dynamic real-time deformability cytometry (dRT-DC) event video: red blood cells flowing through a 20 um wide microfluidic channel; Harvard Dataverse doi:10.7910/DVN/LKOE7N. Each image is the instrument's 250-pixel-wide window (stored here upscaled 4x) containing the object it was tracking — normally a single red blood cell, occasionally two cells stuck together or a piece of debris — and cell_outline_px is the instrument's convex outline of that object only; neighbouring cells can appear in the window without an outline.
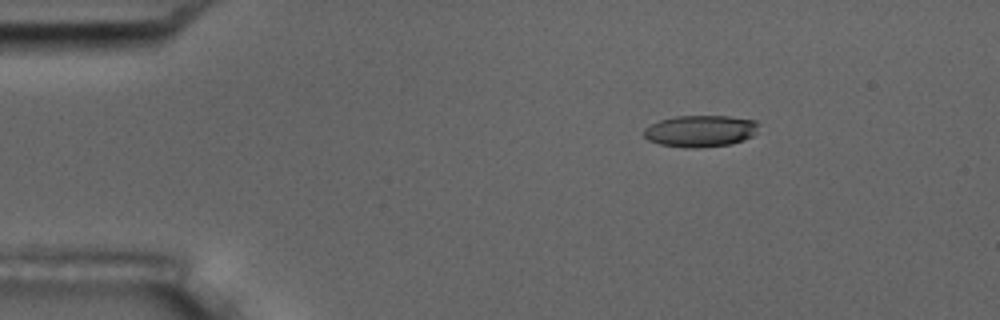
{"species": "common noctule bat (a hibernating species)", "species_latin": "Nyctalus noctula", "temperature_condition": "room temperature", "stored_images_in_passage": 6, "camera_frame_rate_fps": 3000, "um_per_image_px": 0.085, "animal": {"sex": "male", "body_mass_g": 17.5, "forearm_length_mm": 52.3}, "frame": {"image": 1, "passage_image": 2, "time_ms": 1.333, "image_size_px": [1000, 320], "cell_outline_px": [[760, 124], [756, 132], [752, 136], [744, 140], [732, 144], [696, 148], [684, 148], [660, 144], [648, 140], [644, 136], [644, 128], [660, 120], [676, 116], [728, 116], [756, 120]], "centroid_in_image_um": [59.56, 11.14], "position_along_channel_um": 25.4, "area_um2": 21.33}}